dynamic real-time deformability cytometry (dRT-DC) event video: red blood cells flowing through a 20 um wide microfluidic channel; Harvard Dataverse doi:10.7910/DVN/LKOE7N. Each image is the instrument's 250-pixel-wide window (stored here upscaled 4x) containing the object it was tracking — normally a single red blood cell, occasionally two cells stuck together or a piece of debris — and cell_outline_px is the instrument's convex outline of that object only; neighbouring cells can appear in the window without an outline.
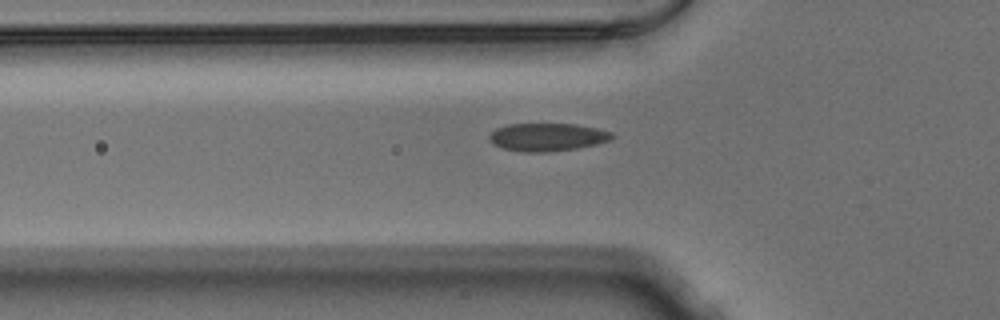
{"species": "Egyptian fruit bat (a non-hibernating species)", "species_latin": "Rousettus aegyptiacus", "temperature_condition": "warm", "stored_images_in_passage": 39, "camera_frame_rate_fps": 3000, "um_per_image_px": 0.085, "animal": {"sex": "male"}, "frame": {"image": 1, "passage_image": 4, "time_ms": 1.0, "image_size_px": [1000, 320], "cell_outline_px": [[616, 136], [612, 140], [596, 144], [576, 148], [548, 152], [520, 152], [504, 148], [492, 144], [488, 140], [488, 136], [496, 128], [508, 124], [576, 124], [596, 128], [612, 132]], "centroid_in_image_um": [46.52, 11.65], "position_along_channel_um": 79.3, "area_um2": 20.11}}
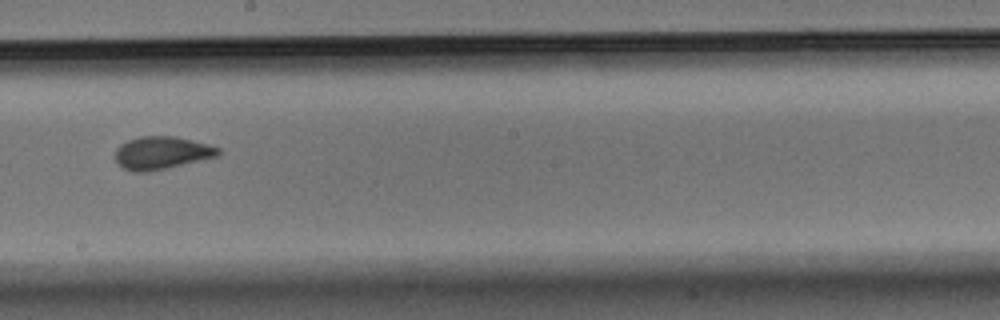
{"frame": {"image": 2, "passage_image": 16, "time_ms": 5.0, "image_size_px": [1000, 320], "cell_outline_px": [[220, 156], [164, 168], [144, 172], [132, 172], [124, 168], [116, 160], [116, 148], [120, 144], [128, 140], [140, 136], [176, 136], [208, 144], [220, 148]], "centroid_in_image_um": [13.76, 12.98], "position_along_channel_um": 234.4, "area_um2": 19.54}}
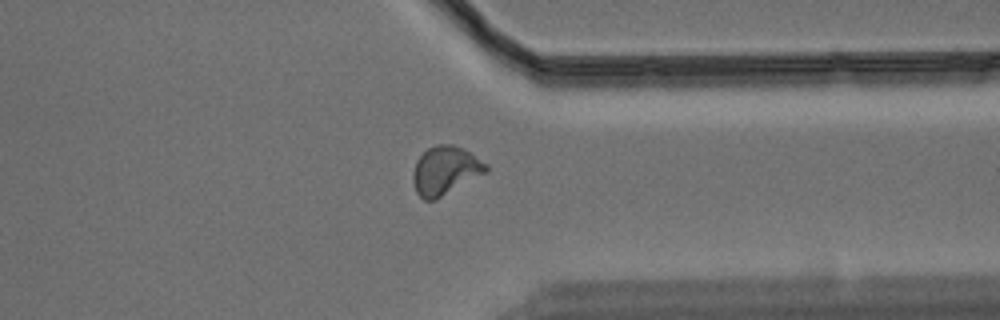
{"frame": {"image": 3, "passage_image": 27, "time_ms": 8.667, "image_size_px": [1000, 320], "cell_outline_px": [[488, 172], [436, 200], [424, 200], [416, 192], [412, 180], [412, 176], [416, 160], [428, 148], [436, 144], [452, 144], [464, 148], [488, 164]], "centroid_in_image_um": [37.86, 14.5], "position_along_channel_um": 373.5, "area_um2": 20.92}}